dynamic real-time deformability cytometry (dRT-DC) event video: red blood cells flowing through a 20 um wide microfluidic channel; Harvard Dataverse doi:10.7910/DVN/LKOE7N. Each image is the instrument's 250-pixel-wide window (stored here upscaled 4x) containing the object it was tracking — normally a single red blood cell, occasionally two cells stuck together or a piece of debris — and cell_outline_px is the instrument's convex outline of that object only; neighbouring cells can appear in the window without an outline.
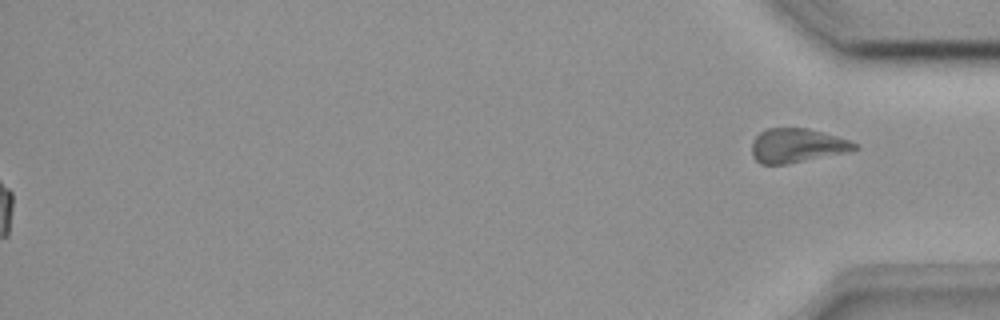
{"species": "common noctule bat (a hibernating species)", "species_latin": "Nyctalus noctula", "temperature_condition": "room temperature", "stored_images_in_passage": 45, "segment_of_instrument_passage": [2, 2], "camera_frame_rate_fps": 3000, "um_per_image_px": 0.085, "animal": {"sex": "female", "body_mass_g": 18.4}, "frame": {"image": 1, "passage_image": 45, "time_ms": 14.667, "image_size_px": [1000, 320], "cell_outline_px": [[860, 148], [852, 152], [784, 164], [760, 164], [752, 156], [752, 140], [764, 128], [808, 128], [836, 136], [860, 144]], "centroid_in_image_um": [67.78, 12.37], "position_along_channel_um": 367.4, "area_um2": 20.69}}